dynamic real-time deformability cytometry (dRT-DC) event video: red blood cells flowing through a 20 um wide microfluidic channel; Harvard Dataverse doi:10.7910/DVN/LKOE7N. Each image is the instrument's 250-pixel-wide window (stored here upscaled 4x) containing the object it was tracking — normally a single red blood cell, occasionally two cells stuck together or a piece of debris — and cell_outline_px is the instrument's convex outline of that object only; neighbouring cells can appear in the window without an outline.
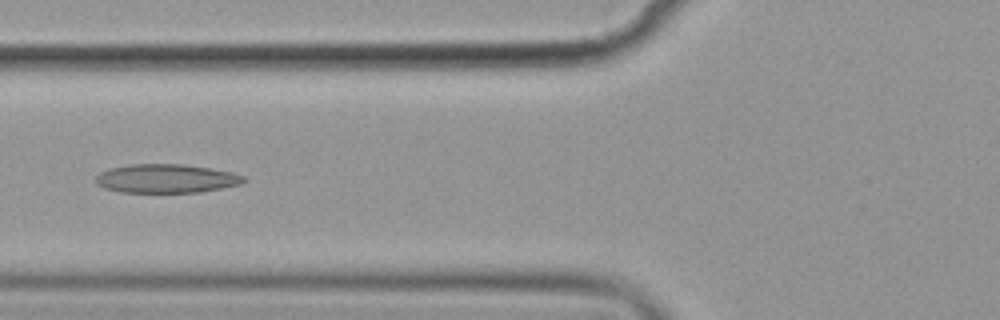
{"species": "common noctule bat (a hibernating species)", "species_latin": "Nyctalus noctula", "temperature_condition": "cold", "stored_images_in_passage": 8, "camera_frame_rate_fps": 3000, "um_per_image_px": 0.085, "animal": {"sex": "female", "body_mass_g": 19.9}, "frame": {"image": 1, "passage_image": 7, "time_ms": 7.0, "image_size_px": [1000, 320], "cell_outline_px": [[248, 180], [240, 184], [200, 192], [120, 192], [104, 188], [96, 184], [96, 176], [100, 172], [108, 168], [132, 164], [184, 164], [232, 172], [244, 176]], "centroid_in_image_um": [14.11, 15.17], "position_along_channel_um": 111.7, "area_um2": 24.8}}
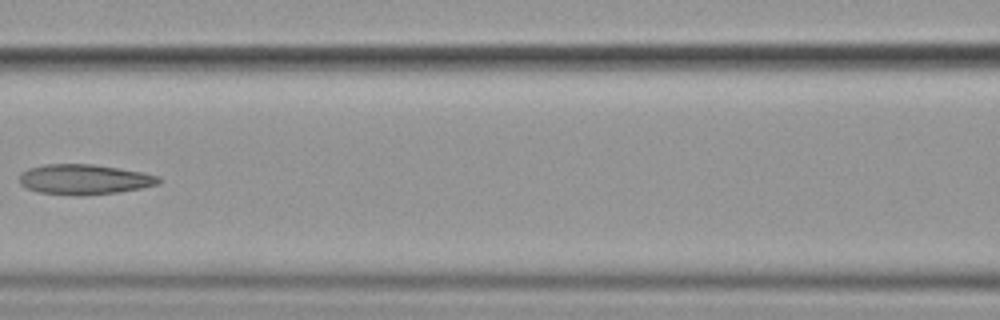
{"frame": {"image": 2, "passage_image": 8, "time_ms": 8.333, "image_size_px": [1000, 320], "cell_outline_px": [[160, 180], [156, 184], [140, 188], [116, 192], [80, 196], [40, 192], [28, 188], [20, 184], [20, 172], [28, 168], [44, 164], [92, 164], [144, 172], [160, 176]], "centroid_in_image_um": [7.14, 15.24], "position_along_channel_um": 159.5, "area_um2": 24.33}}